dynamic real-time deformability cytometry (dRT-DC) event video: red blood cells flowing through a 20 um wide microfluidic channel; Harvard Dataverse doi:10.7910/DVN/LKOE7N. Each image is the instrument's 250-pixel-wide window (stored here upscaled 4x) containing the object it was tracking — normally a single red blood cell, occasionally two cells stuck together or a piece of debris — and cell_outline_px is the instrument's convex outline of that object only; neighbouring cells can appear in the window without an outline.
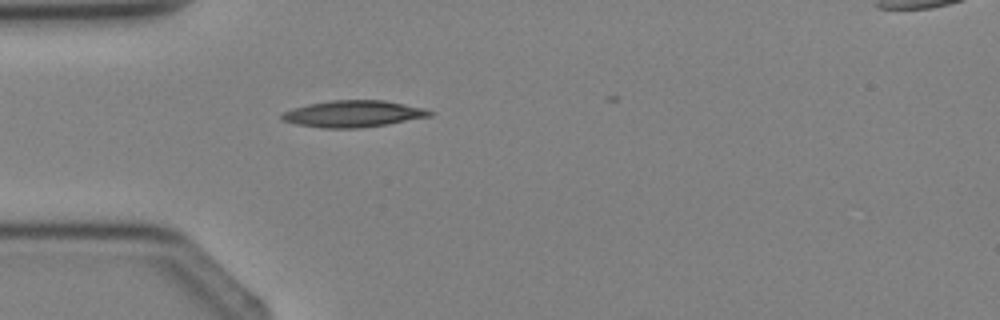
{"species": "Egyptian fruit bat (a non-hibernating species)", "species_latin": "Rousettus aegyptiacus", "temperature_condition": "cold", "stored_images_in_passage": 3, "camera_frame_rate_fps": 3000, "um_per_image_px": 0.085, "animal": {"sex": "female"}, "frame": {"image": 1, "passage_image": 3, "time_ms": 2.333, "image_size_px": [1000, 320], "cell_outline_px": [[436, 112], [432, 116], [388, 124], [360, 128], [320, 128], [296, 124], [284, 120], [280, 116], [280, 112], [292, 108], [308, 104], [332, 100], [384, 100], [424, 108]], "centroid_in_image_um": [30.03, 9.67], "position_along_channel_um": 55.0, "area_um2": 23.12}}